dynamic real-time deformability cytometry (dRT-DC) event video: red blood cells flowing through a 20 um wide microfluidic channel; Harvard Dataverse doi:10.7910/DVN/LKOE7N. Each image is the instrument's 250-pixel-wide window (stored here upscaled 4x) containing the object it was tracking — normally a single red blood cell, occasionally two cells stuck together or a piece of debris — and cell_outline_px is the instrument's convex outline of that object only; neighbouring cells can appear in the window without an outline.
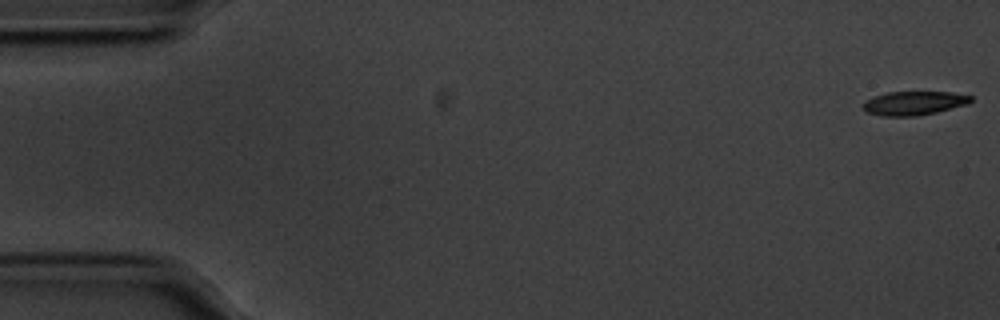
{"species": "common noctule bat (a hibernating species)", "species_latin": "Nyctalus noctula", "temperature_condition": "cold", "stored_images_in_passage": 54, "camera_frame_rate_fps": 3000, "um_per_image_px": 0.085, "animal": {"sex": "male", "body_mass_g": 20.1, "forearm_length_mm": 53.5}, "frame": {"image": 1, "passage_image": 1, "time_ms": 0.0, "image_size_px": [1000, 320], "cell_outline_px": [[972, 100], [968, 104], [936, 112], [916, 116], [880, 116], [868, 112], [864, 108], [864, 100], [888, 92], [952, 92], [972, 96]], "centroid_in_image_um": [77.7, 8.77], "position_along_channel_um": 7.3, "area_um2": 14.85}}
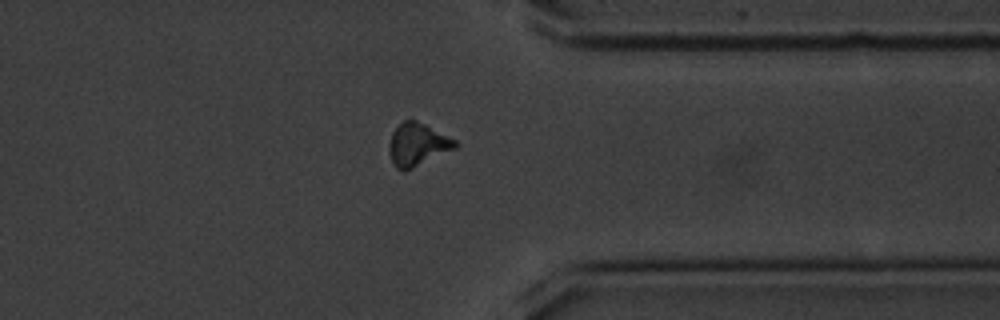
{"frame": {"image": 2, "passage_image": 44, "time_ms": 14.333, "image_size_px": [1000, 320], "cell_outline_px": [[460, 144], [456, 148], [404, 172], [396, 168], [392, 164], [388, 152], [388, 144], [392, 132], [404, 120], [416, 120], [456, 140]], "centroid_in_image_um": [35.46, 12.31], "position_along_channel_um": 375.9, "area_um2": 16.53}}
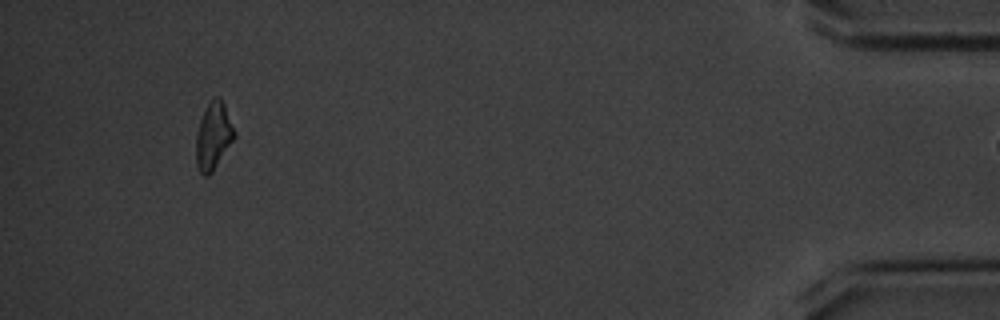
{"frame": {"image": 3, "passage_image": 53, "time_ms": 17.333, "image_size_px": [1000, 320], "cell_outline_px": [[236, 136], [212, 172], [208, 176], [204, 176], [200, 172], [196, 164], [196, 132], [200, 120], [212, 96], [220, 96], [224, 104], [236, 132]], "centroid_in_image_um": [18.14, 11.55], "position_along_channel_um": 417.1, "area_um2": 15.03}}